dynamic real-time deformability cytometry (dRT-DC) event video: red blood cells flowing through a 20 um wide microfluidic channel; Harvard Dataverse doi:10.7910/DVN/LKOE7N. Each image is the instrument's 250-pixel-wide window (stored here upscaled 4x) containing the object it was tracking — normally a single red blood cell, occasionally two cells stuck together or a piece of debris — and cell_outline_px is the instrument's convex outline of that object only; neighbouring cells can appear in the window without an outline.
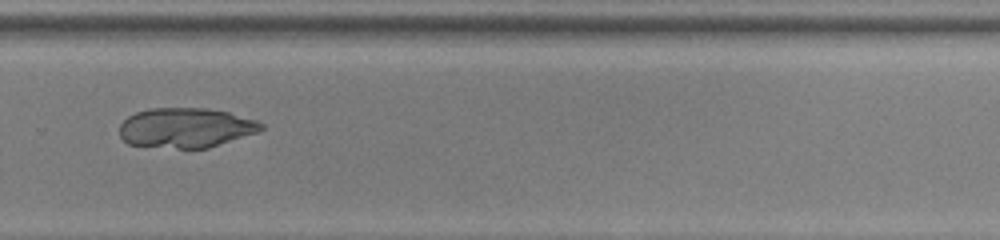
{"species": "common noctule bat (a hibernating species)", "species_latin": "Nyctalus noctula", "temperature_condition": "room temperature", "stored_images_in_passage": 55, "camera_frame_rate_fps": 3000, "um_per_image_px": 0.085, "animal": {"sex": "female", "body_mass_g": 22.0, "forearm_length_mm": 56.7}, "frame": {"image": 1, "passage_image": 40, "time_ms": 13.0, "image_size_px": [1000, 240], "cell_outline_px": [[264, 128], [256, 132], [208, 148], [176, 148], [128, 144], [120, 136], [120, 124], [128, 116], [136, 112], [152, 108], [208, 108], [228, 112], [256, 120], [264, 124]], "centroid_in_image_um": [15.78, 10.85], "position_along_channel_um": 314.0, "area_um2": 32.66}}